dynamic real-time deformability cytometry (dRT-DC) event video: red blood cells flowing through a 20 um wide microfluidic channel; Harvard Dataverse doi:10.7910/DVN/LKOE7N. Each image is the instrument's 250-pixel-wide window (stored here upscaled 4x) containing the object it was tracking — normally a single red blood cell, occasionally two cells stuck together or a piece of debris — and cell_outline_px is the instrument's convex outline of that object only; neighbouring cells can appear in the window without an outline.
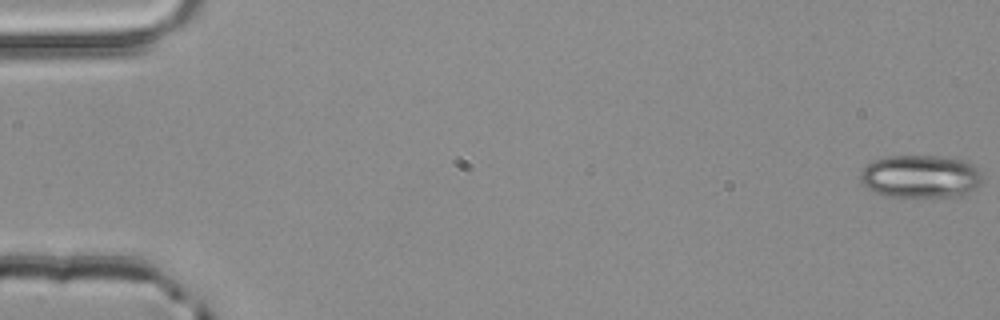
{"species": "common noctule bat (a hibernating species)", "species_latin": "Nyctalus noctula", "temperature_condition": "room temperature", "stored_images_in_passage": 4, "camera_frame_rate_fps": 3000, "um_per_image_px": 0.085, "animal": {"sex": "male", "body_mass_g": 20.4}, "frame": {"image": 1, "passage_image": 1, "time_ms": 0.0, "image_size_px": [1000, 320], "cell_outline_px": [[980, 184], [968, 192], [960, 196], [888, 196], [876, 192], [868, 188], [860, 180], [860, 172], [872, 160], [888, 156], [948, 156], [968, 160], [976, 164], [980, 168]], "centroid_in_image_um": [78.28, 14.96], "position_along_channel_um": 6.7, "area_um2": 30.63}}